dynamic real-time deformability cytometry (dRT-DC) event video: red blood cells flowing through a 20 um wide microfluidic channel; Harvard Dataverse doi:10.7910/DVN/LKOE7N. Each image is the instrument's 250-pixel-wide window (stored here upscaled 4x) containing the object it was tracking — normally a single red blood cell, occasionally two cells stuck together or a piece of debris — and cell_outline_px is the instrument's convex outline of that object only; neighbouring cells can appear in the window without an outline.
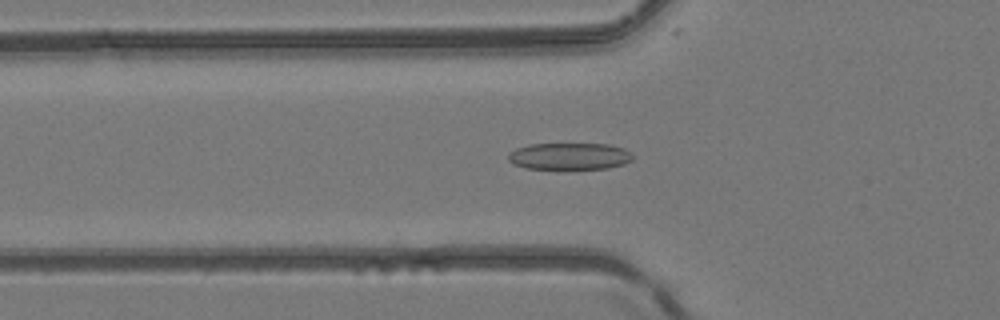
{"species": "common noctule bat (a hibernating species)", "species_latin": "Nyctalus noctula", "temperature_condition": "room temperature", "stored_images_in_passage": 49, "camera_frame_rate_fps": 3000, "um_per_image_px": 0.085, "animal": {"sex": "female", "body_mass_g": 24.6, "forearm_length_mm": 56.2}, "frame": {"image": 1, "passage_image": 17, "time_ms": 5.333, "image_size_px": [1000, 320], "cell_outline_px": [[632, 160], [624, 164], [608, 168], [564, 172], [524, 168], [512, 164], [508, 160], [508, 152], [516, 148], [528, 144], [608, 144], [624, 148], [632, 156]], "centroid_in_image_um": [48.34, 13.34], "position_along_channel_um": 77.5, "area_um2": 20.58}}
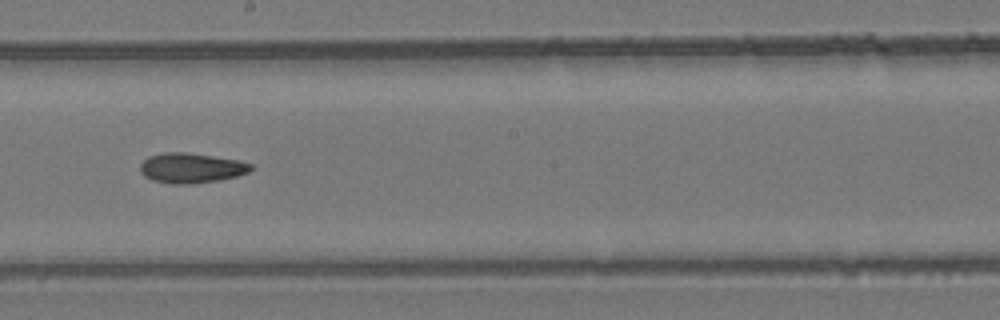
{"frame": {"image": 2, "passage_image": 28, "time_ms": 9.0, "image_size_px": [1000, 320], "cell_outline_px": [[252, 168], [248, 172], [236, 176], [220, 180], [192, 184], [172, 184], [152, 180], [144, 176], [140, 172], [140, 164], [148, 156], [164, 152], [188, 152], [236, 160], [252, 164]], "centroid_in_image_um": [16.21, 14.28], "position_along_channel_um": 232.0, "area_um2": 19.36}}
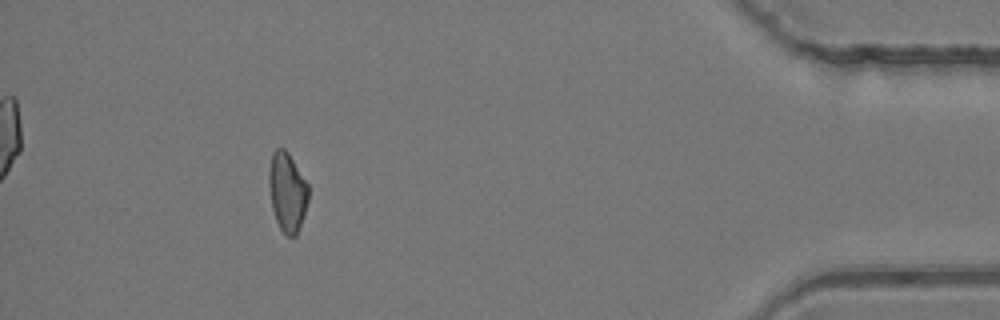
{"frame": {"image": 3, "passage_image": 45, "time_ms": 14.667, "image_size_px": [1000, 320], "cell_outline_px": [[308, 200], [296, 236], [288, 236], [280, 228], [276, 220], [272, 208], [268, 184], [268, 172], [272, 152], [276, 148], [284, 148], [288, 152], [308, 184]], "centroid_in_image_um": [24.39, 16.28], "position_along_channel_um": 410.8, "area_um2": 18.09}, "authors_computed_cell_mechanics": {"area_um2": 19.074, "velocity_mm_per_s": 4.1915, "shape_relaxation_time_tau1_ms": null, "shape_relaxation_time_tau2_ms": 10.4787, "deformation_change_tau1": null, "deformation_change_tau2": 0.1925}}